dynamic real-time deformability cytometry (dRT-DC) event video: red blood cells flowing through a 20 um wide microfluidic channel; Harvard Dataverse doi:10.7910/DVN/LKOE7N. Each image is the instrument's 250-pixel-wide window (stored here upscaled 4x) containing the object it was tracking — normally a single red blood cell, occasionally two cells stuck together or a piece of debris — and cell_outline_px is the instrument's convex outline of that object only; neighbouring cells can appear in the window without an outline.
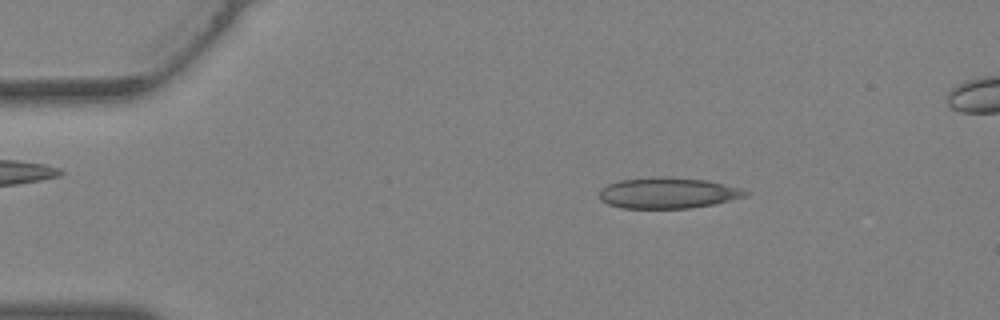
{"species": "Egyptian fruit bat (a non-hibernating species)", "species_latin": "Rousettus aegyptiacus", "temperature_condition": "warm", "stored_images_in_passage": 36, "camera_frame_rate_fps": 3000, "um_per_image_px": 0.085, "animal": {"sex": "female"}, "frame": {"image": 1, "passage_image": 4, "time_ms": 1.0, "image_size_px": [1000, 320], "cell_outline_px": [[752, 192], [748, 196], [712, 204], [688, 208], [620, 208], [608, 204], [600, 200], [600, 188], [608, 184], [620, 180], [656, 176], [664, 176], [708, 180], [740, 188]], "centroid_in_image_um": [56.77, 16.39], "position_along_channel_um": 28.2, "area_um2": 26.47}}
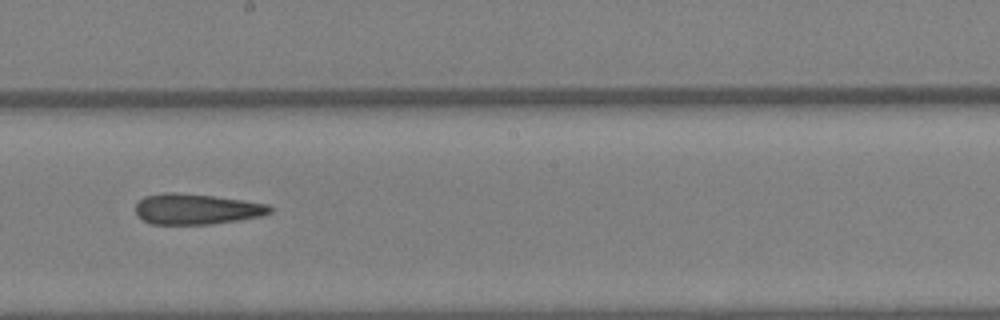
{"frame": {"image": 2, "passage_image": 19, "time_ms": 6.0, "image_size_px": [1000, 320], "cell_outline_px": [[276, 208], [272, 212], [260, 216], [208, 224], [152, 224], [144, 220], [136, 212], [136, 204], [144, 196], [164, 192], [176, 192], [212, 196], [268, 204]], "centroid_in_image_um": [16.7, 17.76], "position_along_channel_um": 231.5, "area_um2": 23.7}}
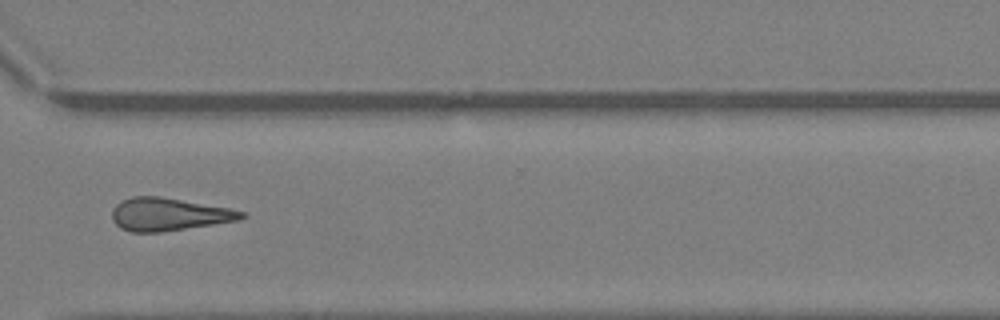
{"frame": {"image": 3, "passage_image": 26, "time_ms": 8.333, "image_size_px": [1000, 320], "cell_outline_px": [[248, 216], [240, 220], [160, 232], [132, 232], [120, 228], [112, 220], [112, 212], [116, 204], [132, 196], [160, 196], [228, 208], [244, 212]], "centroid_in_image_um": [14.34, 18.22], "position_along_channel_um": 356.3, "area_um2": 24.57}}